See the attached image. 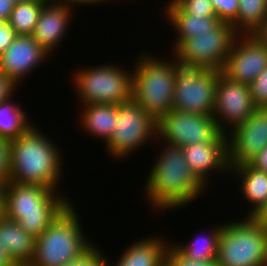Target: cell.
<instances>
[{
  "mask_svg": "<svg viewBox=\"0 0 267 266\" xmlns=\"http://www.w3.org/2000/svg\"><path fill=\"white\" fill-rule=\"evenodd\" d=\"M163 144L158 160H154L155 164L149 169L143 191L151 209L164 213V210L188 206L201 197L208 186L188 166L181 146Z\"/></svg>",
  "mask_w": 267,
  "mask_h": 266,
  "instance_id": "6da1fadb",
  "label": "cell"
},
{
  "mask_svg": "<svg viewBox=\"0 0 267 266\" xmlns=\"http://www.w3.org/2000/svg\"><path fill=\"white\" fill-rule=\"evenodd\" d=\"M38 129L34 124L11 141L10 182L39 184L59 191L63 174L61 149Z\"/></svg>",
  "mask_w": 267,
  "mask_h": 266,
  "instance_id": "7a4b0ae2",
  "label": "cell"
},
{
  "mask_svg": "<svg viewBox=\"0 0 267 266\" xmlns=\"http://www.w3.org/2000/svg\"><path fill=\"white\" fill-rule=\"evenodd\" d=\"M3 192L5 217L16 221L35 238L71 202L68 196L39 184L9 181Z\"/></svg>",
  "mask_w": 267,
  "mask_h": 266,
  "instance_id": "3957f363",
  "label": "cell"
},
{
  "mask_svg": "<svg viewBox=\"0 0 267 266\" xmlns=\"http://www.w3.org/2000/svg\"><path fill=\"white\" fill-rule=\"evenodd\" d=\"M74 207L70 202L36 238L29 266H64L80 258L94 245L85 237Z\"/></svg>",
  "mask_w": 267,
  "mask_h": 266,
  "instance_id": "277c9868",
  "label": "cell"
},
{
  "mask_svg": "<svg viewBox=\"0 0 267 266\" xmlns=\"http://www.w3.org/2000/svg\"><path fill=\"white\" fill-rule=\"evenodd\" d=\"M145 53L138 54L133 67L132 98L158 121L172 109L179 62L173 56L170 61Z\"/></svg>",
  "mask_w": 267,
  "mask_h": 266,
  "instance_id": "5b68a950",
  "label": "cell"
},
{
  "mask_svg": "<svg viewBox=\"0 0 267 266\" xmlns=\"http://www.w3.org/2000/svg\"><path fill=\"white\" fill-rule=\"evenodd\" d=\"M223 223L218 266H267V226L253 217Z\"/></svg>",
  "mask_w": 267,
  "mask_h": 266,
  "instance_id": "8992f818",
  "label": "cell"
},
{
  "mask_svg": "<svg viewBox=\"0 0 267 266\" xmlns=\"http://www.w3.org/2000/svg\"><path fill=\"white\" fill-rule=\"evenodd\" d=\"M101 64L78 68L72 75L77 99L82 105L91 103L119 105L132 99L133 68Z\"/></svg>",
  "mask_w": 267,
  "mask_h": 266,
  "instance_id": "52a82bcc",
  "label": "cell"
},
{
  "mask_svg": "<svg viewBox=\"0 0 267 266\" xmlns=\"http://www.w3.org/2000/svg\"><path fill=\"white\" fill-rule=\"evenodd\" d=\"M156 137L157 121L132 98L118 105V120L105 151L113 159H126Z\"/></svg>",
  "mask_w": 267,
  "mask_h": 266,
  "instance_id": "ba28073f",
  "label": "cell"
},
{
  "mask_svg": "<svg viewBox=\"0 0 267 266\" xmlns=\"http://www.w3.org/2000/svg\"><path fill=\"white\" fill-rule=\"evenodd\" d=\"M222 71L178 63L172 109L200 115H213L215 88Z\"/></svg>",
  "mask_w": 267,
  "mask_h": 266,
  "instance_id": "9c48e42d",
  "label": "cell"
},
{
  "mask_svg": "<svg viewBox=\"0 0 267 266\" xmlns=\"http://www.w3.org/2000/svg\"><path fill=\"white\" fill-rule=\"evenodd\" d=\"M237 36L231 24L221 22L208 33L183 40L172 55L183 65L222 71Z\"/></svg>",
  "mask_w": 267,
  "mask_h": 266,
  "instance_id": "30bf717a",
  "label": "cell"
},
{
  "mask_svg": "<svg viewBox=\"0 0 267 266\" xmlns=\"http://www.w3.org/2000/svg\"><path fill=\"white\" fill-rule=\"evenodd\" d=\"M157 143L184 147L209 141H228L213 115H200L171 109L157 121Z\"/></svg>",
  "mask_w": 267,
  "mask_h": 266,
  "instance_id": "8fae6325",
  "label": "cell"
},
{
  "mask_svg": "<svg viewBox=\"0 0 267 266\" xmlns=\"http://www.w3.org/2000/svg\"><path fill=\"white\" fill-rule=\"evenodd\" d=\"M255 108L249 85L232 81L221 72L215 88L213 113L218 128L227 134L245 122Z\"/></svg>",
  "mask_w": 267,
  "mask_h": 266,
  "instance_id": "7c38bea8",
  "label": "cell"
},
{
  "mask_svg": "<svg viewBox=\"0 0 267 266\" xmlns=\"http://www.w3.org/2000/svg\"><path fill=\"white\" fill-rule=\"evenodd\" d=\"M267 66V46L255 34H238L222 73L249 85Z\"/></svg>",
  "mask_w": 267,
  "mask_h": 266,
  "instance_id": "4fadbf2b",
  "label": "cell"
},
{
  "mask_svg": "<svg viewBox=\"0 0 267 266\" xmlns=\"http://www.w3.org/2000/svg\"><path fill=\"white\" fill-rule=\"evenodd\" d=\"M228 163H249L267 146V108H255L252 115L227 133Z\"/></svg>",
  "mask_w": 267,
  "mask_h": 266,
  "instance_id": "5bb4252c",
  "label": "cell"
},
{
  "mask_svg": "<svg viewBox=\"0 0 267 266\" xmlns=\"http://www.w3.org/2000/svg\"><path fill=\"white\" fill-rule=\"evenodd\" d=\"M49 55L32 36L17 35L0 55V72L19 87L27 75L47 61Z\"/></svg>",
  "mask_w": 267,
  "mask_h": 266,
  "instance_id": "9a60e30c",
  "label": "cell"
},
{
  "mask_svg": "<svg viewBox=\"0 0 267 266\" xmlns=\"http://www.w3.org/2000/svg\"><path fill=\"white\" fill-rule=\"evenodd\" d=\"M74 12L70 5L53 0L43 5L31 36L50 56L57 46H61L59 44L69 31Z\"/></svg>",
  "mask_w": 267,
  "mask_h": 266,
  "instance_id": "2e32d148",
  "label": "cell"
},
{
  "mask_svg": "<svg viewBox=\"0 0 267 266\" xmlns=\"http://www.w3.org/2000/svg\"><path fill=\"white\" fill-rule=\"evenodd\" d=\"M188 166L208 186L210 175H229L228 141H209L182 147ZM226 173V174H225ZM210 174V175H209Z\"/></svg>",
  "mask_w": 267,
  "mask_h": 266,
  "instance_id": "e0dca14e",
  "label": "cell"
},
{
  "mask_svg": "<svg viewBox=\"0 0 267 266\" xmlns=\"http://www.w3.org/2000/svg\"><path fill=\"white\" fill-rule=\"evenodd\" d=\"M151 237V238H150ZM162 236H149L139 239L122 252L117 262L110 263L107 258V266H165V254L171 241H164Z\"/></svg>",
  "mask_w": 267,
  "mask_h": 266,
  "instance_id": "ac0fdd59",
  "label": "cell"
},
{
  "mask_svg": "<svg viewBox=\"0 0 267 266\" xmlns=\"http://www.w3.org/2000/svg\"><path fill=\"white\" fill-rule=\"evenodd\" d=\"M229 167V174L236 175L234 178L238 177L237 180H241L240 195L250 202V206L252 205L244 217H254L267 201V173L256 169L250 163Z\"/></svg>",
  "mask_w": 267,
  "mask_h": 266,
  "instance_id": "d6986e66",
  "label": "cell"
},
{
  "mask_svg": "<svg viewBox=\"0 0 267 266\" xmlns=\"http://www.w3.org/2000/svg\"><path fill=\"white\" fill-rule=\"evenodd\" d=\"M164 8L167 22L176 29V41L172 49L174 50L183 40L195 37V34L208 33L214 30L221 21L218 17L192 16L184 13L173 1H169Z\"/></svg>",
  "mask_w": 267,
  "mask_h": 266,
  "instance_id": "ffe728a7",
  "label": "cell"
},
{
  "mask_svg": "<svg viewBox=\"0 0 267 266\" xmlns=\"http://www.w3.org/2000/svg\"><path fill=\"white\" fill-rule=\"evenodd\" d=\"M36 238L16 221L0 219V242L17 265H28L34 256Z\"/></svg>",
  "mask_w": 267,
  "mask_h": 266,
  "instance_id": "44dd1931",
  "label": "cell"
},
{
  "mask_svg": "<svg viewBox=\"0 0 267 266\" xmlns=\"http://www.w3.org/2000/svg\"><path fill=\"white\" fill-rule=\"evenodd\" d=\"M79 117L80 126L93 137L103 139L106 144L118 120V105L91 103L82 106Z\"/></svg>",
  "mask_w": 267,
  "mask_h": 266,
  "instance_id": "7402d4cb",
  "label": "cell"
},
{
  "mask_svg": "<svg viewBox=\"0 0 267 266\" xmlns=\"http://www.w3.org/2000/svg\"><path fill=\"white\" fill-rule=\"evenodd\" d=\"M222 223L213 226L211 230L199 234L193 241L172 244L187 258L195 261L217 260L218 240L222 230ZM207 233V234H206ZM189 243V244H188Z\"/></svg>",
  "mask_w": 267,
  "mask_h": 266,
  "instance_id": "603a6c76",
  "label": "cell"
},
{
  "mask_svg": "<svg viewBox=\"0 0 267 266\" xmlns=\"http://www.w3.org/2000/svg\"><path fill=\"white\" fill-rule=\"evenodd\" d=\"M12 97L0 102V138L9 141L17 139L24 134L33 124L28 119L27 113L22 110V105L13 102Z\"/></svg>",
  "mask_w": 267,
  "mask_h": 266,
  "instance_id": "cb8c5ba5",
  "label": "cell"
},
{
  "mask_svg": "<svg viewBox=\"0 0 267 266\" xmlns=\"http://www.w3.org/2000/svg\"><path fill=\"white\" fill-rule=\"evenodd\" d=\"M238 1V16L231 25L238 34H254L267 20V0Z\"/></svg>",
  "mask_w": 267,
  "mask_h": 266,
  "instance_id": "d4e9b609",
  "label": "cell"
},
{
  "mask_svg": "<svg viewBox=\"0 0 267 266\" xmlns=\"http://www.w3.org/2000/svg\"><path fill=\"white\" fill-rule=\"evenodd\" d=\"M46 2L16 3L8 20L17 35H32L39 14Z\"/></svg>",
  "mask_w": 267,
  "mask_h": 266,
  "instance_id": "484cf974",
  "label": "cell"
},
{
  "mask_svg": "<svg viewBox=\"0 0 267 266\" xmlns=\"http://www.w3.org/2000/svg\"><path fill=\"white\" fill-rule=\"evenodd\" d=\"M173 2L188 15L217 17L211 0H173Z\"/></svg>",
  "mask_w": 267,
  "mask_h": 266,
  "instance_id": "4316f807",
  "label": "cell"
},
{
  "mask_svg": "<svg viewBox=\"0 0 267 266\" xmlns=\"http://www.w3.org/2000/svg\"><path fill=\"white\" fill-rule=\"evenodd\" d=\"M165 266H218V263L217 260H191L185 257L171 242L165 254Z\"/></svg>",
  "mask_w": 267,
  "mask_h": 266,
  "instance_id": "83f0119b",
  "label": "cell"
},
{
  "mask_svg": "<svg viewBox=\"0 0 267 266\" xmlns=\"http://www.w3.org/2000/svg\"><path fill=\"white\" fill-rule=\"evenodd\" d=\"M253 104L256 108H267V66L249 84Z\"/></svg>",
  "mask_w": 267,
  "mask_h": 266,
  "instance_id": "f1b7e54d",
  "label": "cell"
},
{
  "mask_svg": "<svg viewBox=\"0 0 267 266\" xmlns=\"http://www.w3.org/2000/svg\"><path fill=\"white\" fill-rule=\"evenodd\" d=\"M216 16L221 22L232 24L238 16V0H211Z\"/></svg>",
  "mask_w": 267,
  "mask_h": 266,
  "instance_id": "f546056e",
  "label": "cell"
},
{
  "mask_svg": "<svg viewBox=\"0 0 267 266\" xmlns=\"http://www.w3.org/2000/svg\"><path fill=\"white\" fill-rule=\"evenodd\" d=\"M103 252L104 251H101L98 246L93 245L80 258H77L64 266H107L106 252Z\"/></svg>",
  "mask_w": 267,
  "mask_h": 266,
  "instance_id": "4dcf8cb0",
  "label": "cell"
},
{
  "mask_svg": "<svg viewBox=\"0 0 267 266\" xmlns=\"http://www.w3.org/2000/svg\"><path fill=\"white\" fill-rule=\"evenodd\" d=\"M10 147L11 141L0 138V188L10 181Z\"/></svg>",
  "mask_w": 267,
  "mask_h": 266,
  "instance_id": "1f68e13d",
  "label": "cell"
},
{
  "mask_svg": "<svg viewBox=\"0 0 267 266\" xmlns=\"http://www.w3.org/2000/svg\"><path fill=\"white\" fill-rule=\"evenodd\" d=\"M17 34L8 22H0V55L15 40Z\"/></svg>",
  "mask_w": 267,
  "mask_h": 266,
  "instance_id": "d6a6232c",
  "label": "cell"
},
{
  "mask_svg": "<svg viewBox=\"0 0 267 266\" xmlns=\"http://www.w3.org/2000/svg\"><path fill=\"white\" fill-rule=\"evenodd\" d=\"M17 87L18 86L12 80L0 72V102L8 100L11 97L15 98L14 93H16Z\"/></svg>",
  "mask_w": 267,
  "mask_h": 266,
  "instance_id": "836d02e7",
  "label": "cell"
},
{
  "mask_svg": "<svg viewBox=\"0 0 267 266\" xmlns=\"http://www.w3.org/2000/svg\"><path fill=\"white\" fill-rule=\"evenodd\" d=\"M249 163L256 169L267 173V146L264 147Z\"/></svg>",
  "mask_w": 267,
  "mask_h": 266,
  "instance_id": "e575fe53",
  "label": "cell"
},
{
  "mask_svg": "<svg viewBox=\"0 0 267 266\" xmlns=\"http://www.w3.org/2000/svg\"><path fill=\"white\" fill-rule=\"evenodd\" d=\"M15 4L14 0H0V22H8Z\"/></svg>",
  "mask_w": 267,
  "mask_h": 266,
  "instance_id": "d590c367",
  "label": "cell"
},
{
  "mask_svg": "<svg viewBox=\"0 0 267 266\" xmlns=\"http://www.w3.org/2000/svg\"><path fill=\"white\" fill-rule=\"evenodd\" d=\"M53 1H55V2H60V3H66V4H68V5H70L71 7H73L74 8V6L75 5H88V6H90V5H94L95 4V6H96V4H103V2L105 3H107V1L108 0H53ZM110 1V0H109Z\"/></svg>",
  "mask_w": 267,
  "mask_h": 266,
  "instance_id": "8d00e7d4",
  "label": "cell"
},
{
  "mask_svg": "<svg viewBox=\"0 0 267 266\" xmlns=\"http://www.w3.org/2000/svg\"><path fill=\"white\" fill-rule=\"evenodd\" d=\"M257 222L267 226V201L260 211L253 217Z\"/></svg>",
  "mask_w": 267,
  "mask_h": 266,
  "instance_id": "74e56055",
  "label": "cell"
},
{
  "mask_svg": "<svg viewBox=\"0 0 267 266\" xmlns=\"http://www.w3.org/2000/svg\"><path fill=\"white\" fill-rule=\"evenodd\" d=\"M254 34L267 46V20Z\"/></svg>",
  "mask_w": 267,
  "mask_h": 266,
  "instance_id": "f35d334b",
  "label": "cell"
},
{
  "mask_svg": "<svg viewBox=\"0 0 267 266\" xmlns=\"http://www.w3.org/2000/svg\"><path fill=\"white\" fill-rule=\"evenodd\" d=\"M5 216V209H4V192L3 188H0V219Z\"/></svg>",
  "mask_w": 267,
  "mask_h": 266,
  "instance_id": "ab89813d",
  "label": "cell"
},
{
  "mask_svg": "<svg viewBox=\"0 0 267 266\" xmlns=\"http://www.w3.org/2000/svg\"><path fill=\"white\" fill-rule=\"evenodd\" d=\"M0 258H3L5 261H13L1 242H0Z\"/></svg>",
  "mask_w": 267,
  "mask_h": 266,
  "instance_id": "60d3db41",
  "label": "cell"
},
{
  "mask_svg": "<svg viewBox=\"0 0 267 266\" xmlns=\"http://www.w3.org/2000/svg\"><path fill=\"white\" fill-rule=\"evenodd\" d=\"M17 265L14 261H5L3 258H0V266H15Z\"/></svg>",
  "mask_w": 267,
  "mask_h": 266,
  "instance_id": "b9f144b4",
  "label": "cell"
},
{
  "mask_svg": "<svg viewBox=\"0 0 267 266\" xmlns=\"http://www.w3.org/2000/svg\"><path fill=\"white\" fill-rule=\"evenodd\" d=\"M15 3H22V2H48L49 0H14Z\"/></svg>",
  "mask_w": 267,
  "mask_h": 266,
  "instance_id": "7bdbcfd3",
  "label": "cell"
}]
</instances>
